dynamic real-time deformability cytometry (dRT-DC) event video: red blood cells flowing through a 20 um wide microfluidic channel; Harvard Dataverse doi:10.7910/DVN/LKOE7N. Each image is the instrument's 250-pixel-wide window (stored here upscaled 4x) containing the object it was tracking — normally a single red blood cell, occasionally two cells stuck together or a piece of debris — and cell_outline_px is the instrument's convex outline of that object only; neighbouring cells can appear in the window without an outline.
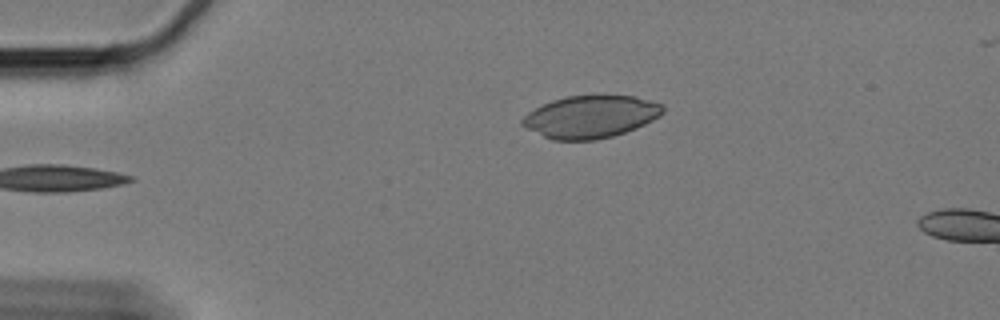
{"species": "Egyptian fruit bat (a non-hibernating species)", "species_latin": "Rousettus aegyptiacus", "temperature_condition": "cold", "stored_images_in_passage": 5, "camera_frame_rate_fps": 3000, "um_per_image_px": 0.085, "animal": {"sex": "female"}, "frame": {"image": 1, "passage_image": 2, "time_ms": 0.333, "image_size_px": [1000, 320], "cell_outline_px": [[664, 112], [660, 116], [636, 128], [612, 136], [596, 140], [552, 140], [520, 124], [520, 120], [528, 112], [552, 100], [568, 96], [604, 92], [636, 96], [652, 100], [660, 104], [664, 108]], "centroid_in_image_um": [50.24, 9.87], "position_along_channel_um": 34.8, "area_um2": 35.43}}